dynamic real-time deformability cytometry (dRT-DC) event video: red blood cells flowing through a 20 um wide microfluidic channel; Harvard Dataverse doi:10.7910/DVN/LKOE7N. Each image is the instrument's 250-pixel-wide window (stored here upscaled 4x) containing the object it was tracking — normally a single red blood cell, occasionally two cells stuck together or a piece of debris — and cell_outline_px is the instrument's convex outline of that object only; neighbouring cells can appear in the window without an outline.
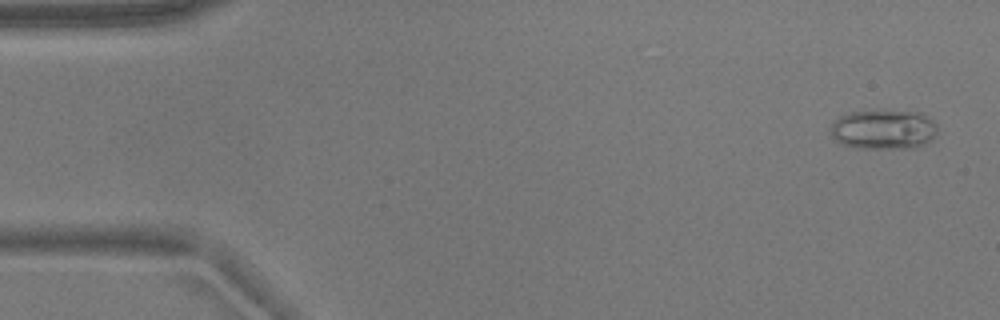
{"species": "common noctule bat (a hibernating species)", "species_latin": "Nyctalus noctula", "temperature_condition": "warm", "stored_images_in_passage": 53, "camera_frame_rate_fps": 3000, "um_per_image_px": 0.085, "animal": {"sex": "male", "body_mass_g": 17.9}, "frame": {"image": 1, "passage_image": 1, "time_ms": 0.0, "image_size_px": [1000, 320], "cell_outline_px": [[936, 132], [924, 144], [916, 148], [856, 148], [844, 144], [836, 140], [832, 136], [832, 124], [840, 116], [848, 112], [924, 112], [936, 124]], "centroid_in_image_um": [75.12, 11.02], "position_along_channel_um": 9.9, "area_um2": 24.16}}
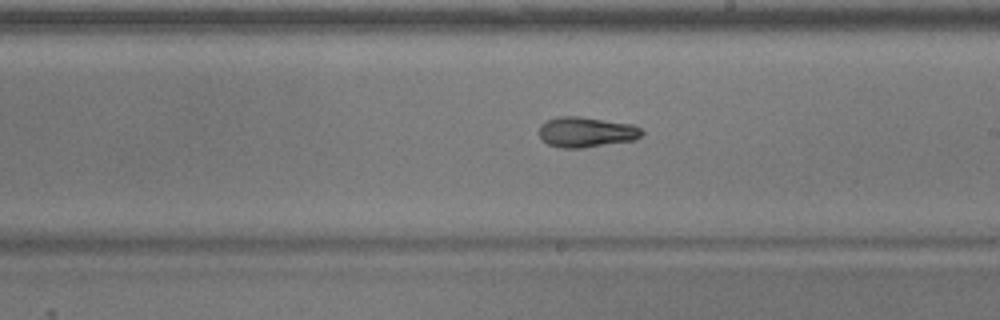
{"frame": {"image": 2, "passage_image": 29, "time_ms": 9.333, "image_size_px": [1000, 320], "cell_outline_px": [[644, 132], [636, 140], [580, 148], [560, 148], [548, 144], [540, 136], [540, 124], [556, 116], [576, 116], [632, 124], [640, 128]], "centroid_in_image_um": [49.83, 11.23], "position_along_channel_um": 239.2, "area_um2": 18.03}}
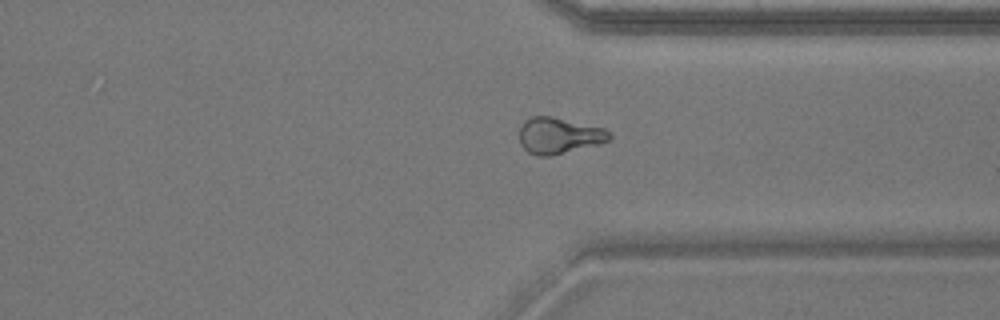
{"frame": {"image": 3, "passage_image": 39, "time_ms": 12.667, "image_size_px": [1000, 320], "cell_outline_px": [[612, 136], [608, 140], [600, 144], [548, 156], [536, 156], [528, 152], [520, 144], [520, 124], [524, 120], [532, 116], [552, 116], [604, 128], [612, 132]], "centroid_in_image_um": [47.5, 11.52], "position_along_channel_um": 363.9, "area_um2": 19.07}, "authors_computed_cell_mechanics": {"area_um2": 19.074, "velocity_mm_per_s": 3.7478, "shape_relaxation_time_tau1_ms": 4.1696, "shape_relaxation_time_tau2_ms": 4.4604, "deformation_change_tau1": 0.1469, "deformation_change_tau2": 0.1163}}